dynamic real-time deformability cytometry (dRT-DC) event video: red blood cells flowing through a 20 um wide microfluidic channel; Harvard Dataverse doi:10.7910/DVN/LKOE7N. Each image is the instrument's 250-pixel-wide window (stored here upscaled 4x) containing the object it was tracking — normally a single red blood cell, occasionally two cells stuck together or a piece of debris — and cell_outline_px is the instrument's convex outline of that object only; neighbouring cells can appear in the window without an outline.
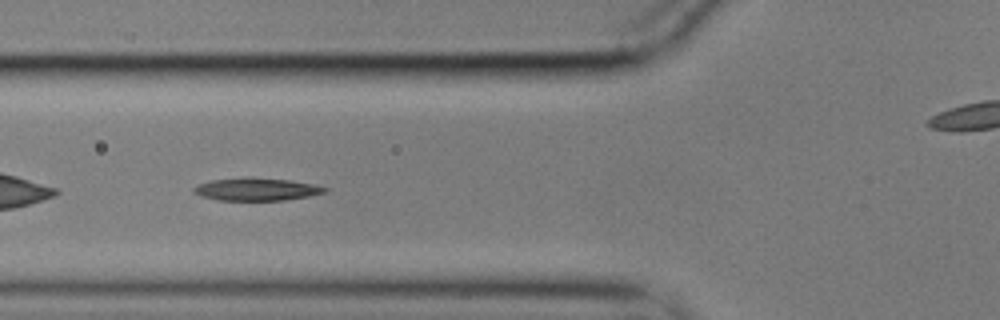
{"species": "common noctule bat (a hibernating species)", "species_latin": "Nyctalus noctula", "temperature_condition": "cold", "stored_images_in_passage": 41, "camera_frame_rate_fps": 3000, "um_per_image_px": 0.085, "animal": {"sex": "male", "body_mass_g": 17.9}, "frame": {"image": 1, "passage_image": 5, "time_ms": 1.333, "image_size_px": [1000, 320], "cell_outline_px": [[328, 192], [308, 196], [284, 200], [216, 200], [200, 196], [192, 192], [192, 188], [196, 184], [212, 180], [288, 180], [312, 184], [328, 188]], "centroid_in_image_um": [21.78, 16.14], "position_along_channel_um": 104.0, "area_um2": 16.42}}
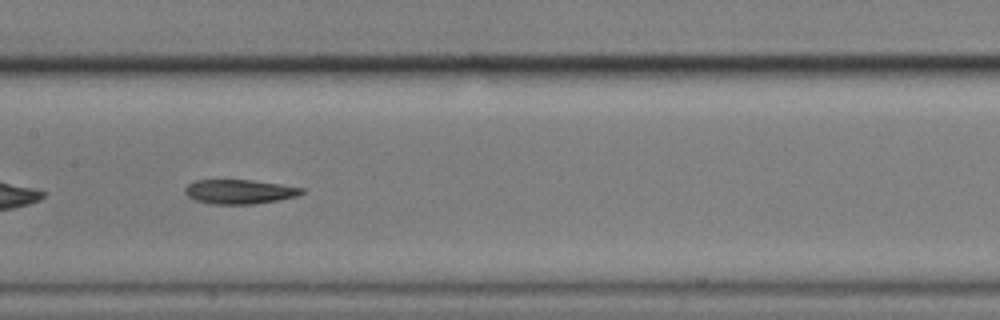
{"frame": {"image": 2, "passage_image": 12, "time_ms": 3.667, "image_size_px": [1000, 320], "cell_outline_px": [[304, 192], [296, 196], [276, 200], [252, 204], [212, 204], [196, 200], [188, 196], [184, 192], [184, 188], [188, 184], [196, 180], [252, 180], [280, 184], [304, 188]], "centroid_in_image_um": [20.33, 16.29], "position_along_channel_um": 187.1, "area_um2": 16.42}}
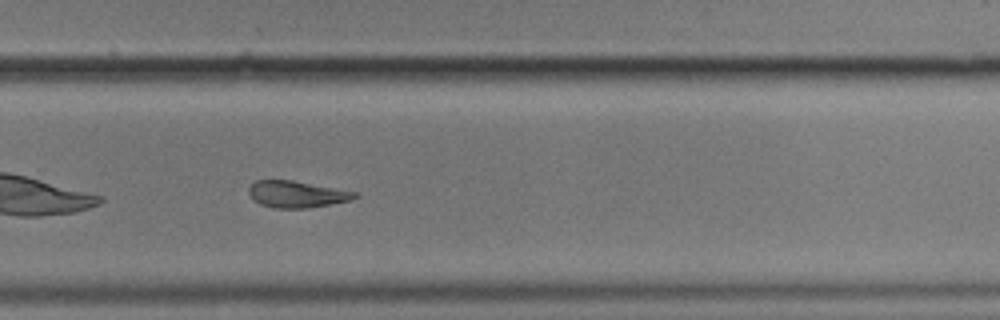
{"frame": {"image": 3, "passage_image": 22, "time_ms": 7.0, "image_size_px": [1000, 320], "cell_outline_px": [[360, 196], [348, 200], [308, 208], [276, 208], [260, 204], [252, 200], [248, 192], [248, 188], [256, 180], [292, 180], [360, 192]], "centroid_in_image_um": [25.22, 16.5], "position_along_channel_um": 304.6, "area_um2": 16.53}, "authors_computed_cell_mechanics": {"area_um2": 16.8198, "velocity_mm_per_s": 3.5383, "shape_relaxation_time_tau1_ms": 7.417, "shape_relaxation_time_tau2_ms": 6.8849, "deformation_change_tau1": 0.2262, "deformation_change_tau2": 0.178}}